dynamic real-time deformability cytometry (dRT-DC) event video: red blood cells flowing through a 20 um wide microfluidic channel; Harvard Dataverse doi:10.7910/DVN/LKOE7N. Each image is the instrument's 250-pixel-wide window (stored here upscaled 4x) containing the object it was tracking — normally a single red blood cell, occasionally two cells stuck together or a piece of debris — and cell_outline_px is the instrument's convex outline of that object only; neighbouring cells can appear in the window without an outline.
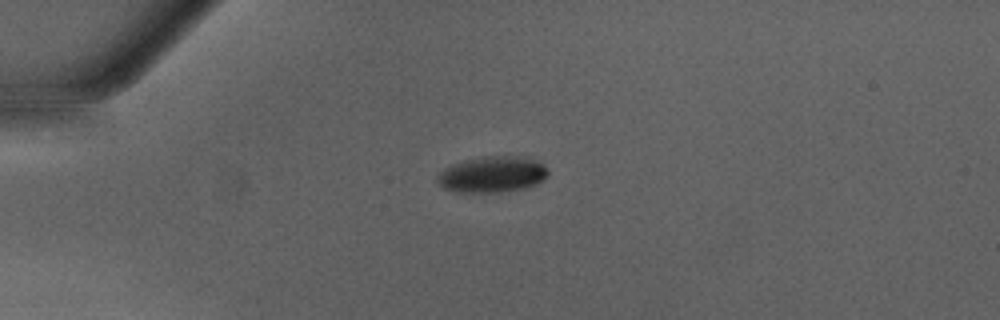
{"species": "Egyptian fruit bat (a non-hibernating species)", "species_latin": "Rousettus aegyptiacus", "temperature_condition": "warm", "stored_images_in_passage": 37, "camera_frame_rate_fps": 3000, "um_per_image_px": 0.085, "animal": {"sex": "male"}, "frame": {"image": 1, "passage_image": 1, "time_ms": 0.0, "image_size_px": [1000, 320], "cell_outline_px": [[548, 176], [536, 184], [524, 188], [500, 192], [456, 192], [444, 188], [436, 180], [440, 172], [456, 164], [468, 160], [484, 156], [508, 156], [532, 160], [544, 164], [548, 168]], "centroid_in_image_um": [41.87, 14.85], "position_along_channel_um": 43.1, "area_um2": 22.72}}
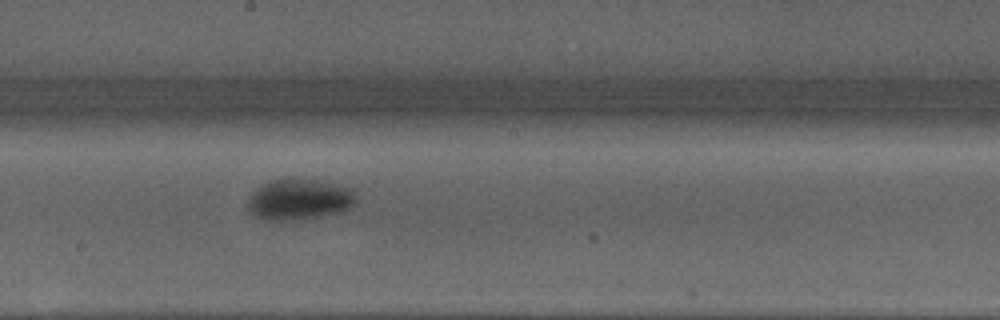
{"frame": {"image": 2, "passage_image": 16, "time_ms": 5.0, "image_size_px": [1000, 320], "cell_outline_px": [[356, 200], [352, 208], [344, 212], [296, 220], [264, 220], [256, 216], [248, 208], [248, 200], [264, 184], [272, 180], [320, 180], [348, 188], [352, 192]], "centroid_in_image_um": [25.48, 16.99], "position_along_channel_um": 222.7, "area_um2": 25.14}}
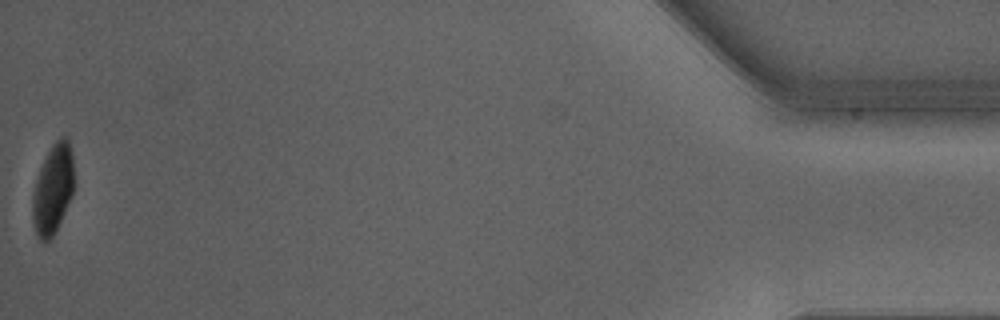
{"frame": {"image": 3, "passage_image": 37, "time_ms": 12.0, "image_size_px": [1000, 320], "cell_outline_px": [[72, 196], [52, 236], [44, 244], [40, 240], [36, 232], [32, 220], [32, 196], [36, 180], [40, 168], [52, 144], [60, 136], [64, 136], [68, 140], [72, 152]], "centroid_in_image_um": [4.47, 16.08], "position_along_channel_um": 430.7, "area_um2": 21.21}, "authors_computed_cell_mechanics": {"area_um2": 25.0852, "velocity_mm_per_s": 4.277, "shape_relaxation_time_tau1_ms": 3.7373, "shape_relaxation_time_tau2_ms": null, "deformation_change_tau1": 0.1944, "deformation_change_tau2": null}}